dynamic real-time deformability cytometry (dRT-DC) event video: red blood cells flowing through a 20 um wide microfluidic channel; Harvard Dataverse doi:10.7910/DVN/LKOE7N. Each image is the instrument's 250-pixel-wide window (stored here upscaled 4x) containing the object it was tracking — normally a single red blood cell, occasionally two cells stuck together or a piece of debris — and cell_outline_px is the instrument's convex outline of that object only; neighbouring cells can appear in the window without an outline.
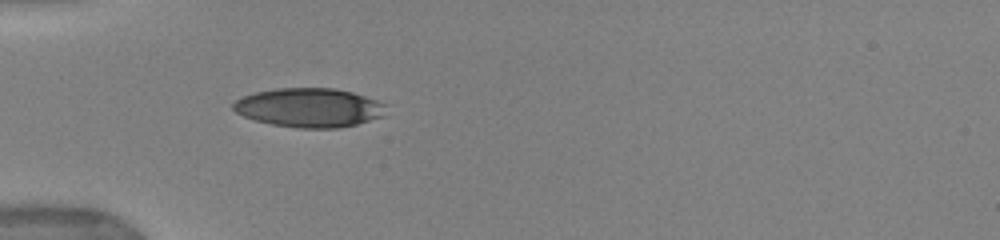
{"species": "human", "species_latin": "Homo sapiens", "temperature_condition": "warm", "stored_images_in_passage": 5, "camera_frame_rate_fps": 3000, "um_per_image_px": 0.085, "donor": {"sex": "female"}, "frame": {"image": 1, "passage_image": 4, "time_ms": 3.333, "image_size_px": [1000, 240], "cell_outline_px": [[388, 104], [384, 116], [356, 124], [336, 128], [300, 128], [272, 124], [256, 120], [244, 116], [236, 112], [232, 108], [232, 104], [236, 100], [244, 96], [256, 92], [276, 88], [336, 88], [352, 92]], "centroid_in_image_um": [26.31, 9.14], "position_along_channel_um": 58.7, "area_um2": 34.74}}